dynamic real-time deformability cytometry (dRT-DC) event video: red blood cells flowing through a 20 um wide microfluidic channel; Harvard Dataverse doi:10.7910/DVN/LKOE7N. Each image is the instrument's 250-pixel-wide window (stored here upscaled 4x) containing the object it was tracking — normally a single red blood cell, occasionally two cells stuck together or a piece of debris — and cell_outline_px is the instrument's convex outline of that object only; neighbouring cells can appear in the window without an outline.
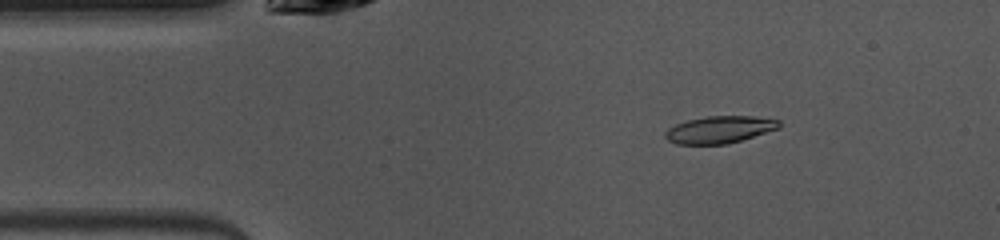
{"species": "common noctule bat (a hibernating species)", "species_latin": "Nyctalus noctula", "temperature_condition": "warm", "stored_images_in_passage": 48, "camera_frame_rate_fps": 3000, "um_per_image_px": 0.085, "animal": {"sex": "female", "body_mass_g": 10.0, "forearm_length_mm": 53.1}, "frame": {"image": 1, "passage_image": 7, "time_ms": 2.0, "image_size_px": [1000, 240], "cell_outline_px": [[780, 128], [728, 144], [676, 144], [668, 140], [664, 136], [664, 132], [668, 128], [676, 124], [688, 120], [708, 116], [756, 116], [780, 120]], "centroid_in_image_um": [61.17, 11.01], "position_along_channel_um": 23.8, "area_um2": 18.03}}
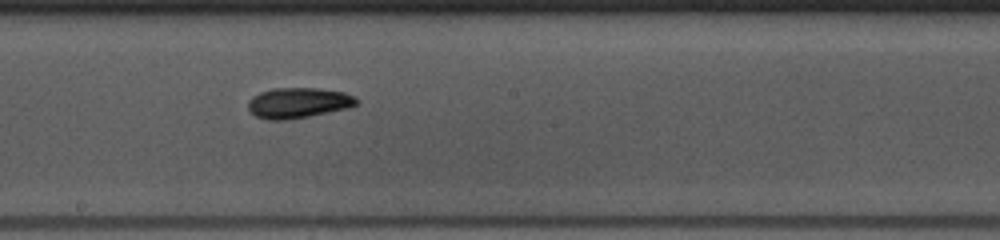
{"frame": {"image": 2, "passage_image": 25, "time_ms": 8.0, "image_size_px": [1000, 240], "cell_outline_px": [[360, 100], [356, 104], [344, 108], [308, 116], [284, 120], [268, 120], [256, 116], [248, 108], [248, 100], [252, 96], [260, 92], [272, 88], [316, 88], [344, 92], [356, 96]], "centroid_in_image_um": [25.32, 8.72], "position_along_channel_um": 222.9, "area_um2": 19.07}}
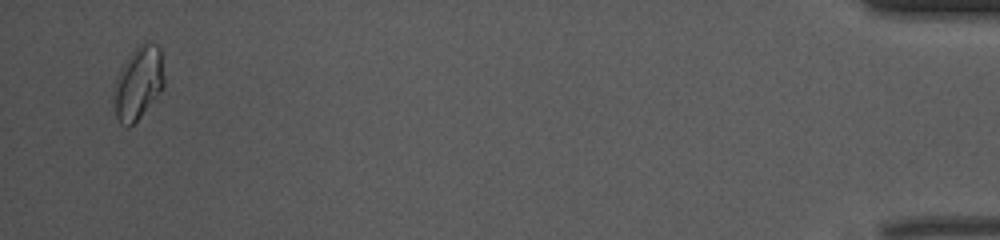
{"frame": {"image": 3, "passage_image": 47, "time_ms": 15.333, "image_size_px": [1000, 240], "cell_outline_px": [[164, 88], [140, 116], [128, 128], [120, 124], [116, 116], [112, 100], [112, 88], [120, 68], [128, 56], [144, 40], [156, 44], [160, 48], [164, 76]], "centroid_in_image_um": [11.73, 7.05], "position_along_channel_um": 423.5, "area_um2": 21.73}}